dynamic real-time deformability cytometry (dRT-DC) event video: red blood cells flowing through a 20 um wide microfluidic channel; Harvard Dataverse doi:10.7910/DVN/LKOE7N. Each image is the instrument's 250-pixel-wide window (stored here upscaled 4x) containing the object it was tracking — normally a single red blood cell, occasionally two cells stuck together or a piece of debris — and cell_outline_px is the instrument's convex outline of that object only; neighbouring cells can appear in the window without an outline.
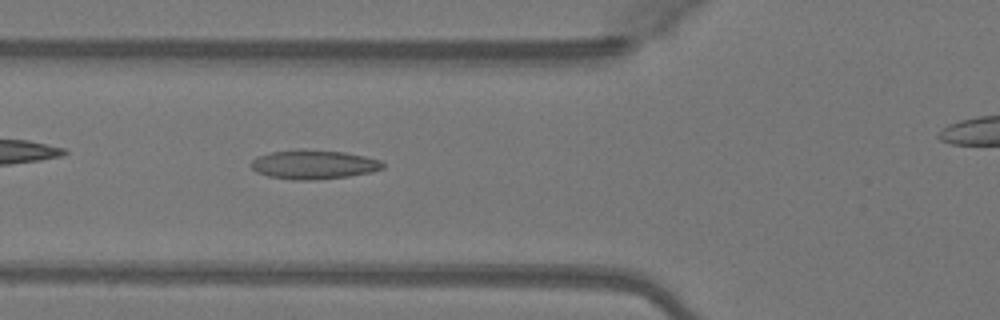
{"species": "Egyptian fruit bat (a non-hibernating species)", "species_latin": "Rousettus aegyptiacus", "temperature_condition": "warm", "stored_images_in_passage": 44, "camera_frame_rate_fps": 3000, "um_per_image_px": 0.085, "animal": {"sex": "female"}, "frame": {"image": 1, "passage_image": 18, "time_ms": 5.667, "image_size_px": [1000, 320], "cell_outline_px": [[384, 168], [372, 172], [348, 176], [312, 180], [292, 180], [268, 176], [256, 172], [252, 168], [252, 160], [256, 156], [272, 152], [300, 148], [304, 148], [344, 152], [364, 156], [380, 160], [384, 164]], "centroid_in_image_um": [26.65, 13.97], "position_along_channel_um": 99.2, "area_um2": 22.54}}
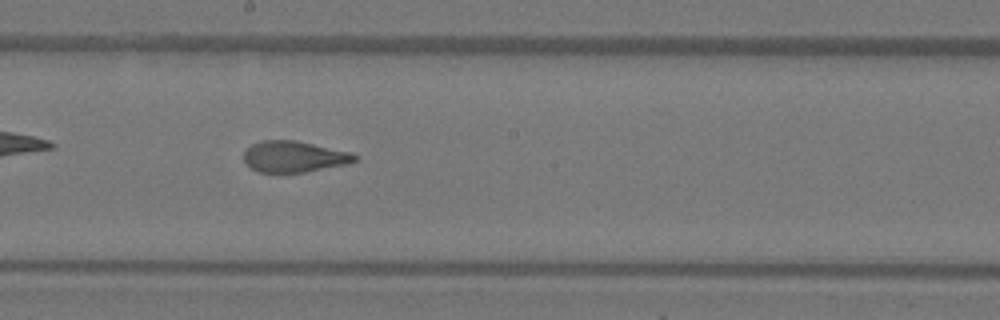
{"frame": {"image": 2, "passage_image": 27, "time_ms": 8.667, "image_size_px": [1000, 320], "cell_outline_px": [[356, 160], [348, 164], [304, 172], [256, 172], [244, 160], [244, 152], [252, 144], [260, 140], [296, 140], [352, 152], [356, 156]], "centroid_in_image_um": [25.0, 13.3], "position_along_channel_um": 223.2, "area_um2": 20.11}}
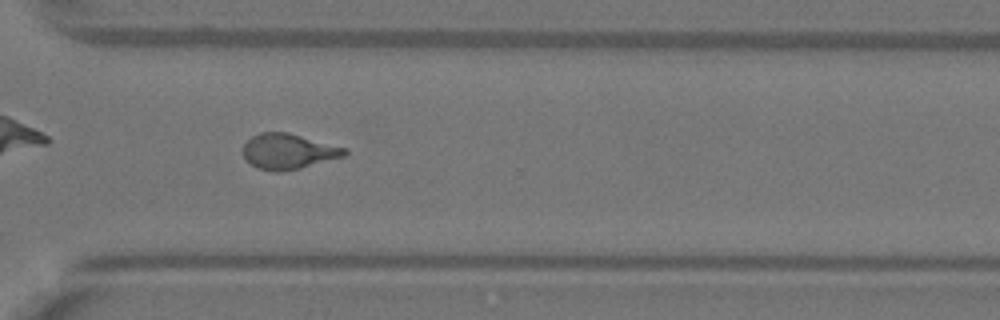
{"frame": {"image": 3, "passage_image": 36, "time_ms": 11.667, "image_size_px": [1000, 320], "cell_outline_px": [[348, 152], [344, 156], [300, 168], [276, 172], [256, 168], [244, 160], [244, 144], [252, 136], [260, 132], [288, 132], [348, 148]], "centroid_in_image_um": [24.5, 12.86], "position_along_channel_um": 346.1, "area_um2": 20.98}, "authors_computed_cell_mechanics": {"area_um2": 21.3571, "velocity_mm_per_s": 4.1188, "shape_relaxation_time_tau1_ms": 8.8573, "shape_relaxation_time_tau2_ms": 0.8097, "deformation_change_tau1": 0.27, "deformation_change_tau2": 0.0761}}